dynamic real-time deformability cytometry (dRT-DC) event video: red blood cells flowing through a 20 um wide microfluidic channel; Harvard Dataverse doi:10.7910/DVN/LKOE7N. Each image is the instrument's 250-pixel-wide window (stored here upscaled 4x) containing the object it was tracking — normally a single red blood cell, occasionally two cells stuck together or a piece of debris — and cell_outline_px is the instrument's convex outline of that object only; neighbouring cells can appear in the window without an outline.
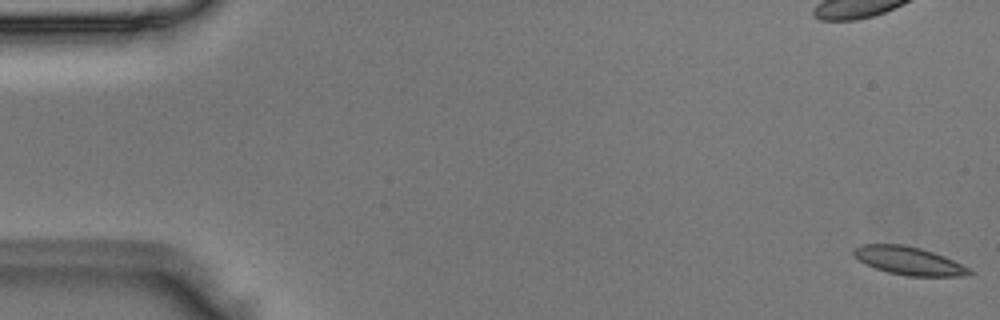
{"species": "Egyptian fruit bat (a non-hibernating species)", "species_latin": "Rousettus aegyptiacus", "temperature_condition": "room temperature", "stored_images_in_passage": 3, "camera_frame_rate_fps": 3000, "um_per_image_px": 0.085, "animal": {"sex": "male"}, "frame": {"image": 1, "passage_image": 1, "time_ms": 0.0, "image_size_px": [1000, 320], "cell_outline_px": [[976, 272], [972, 276], [908, 276], [888, 272], [864, 264], [852, 252], [852, 248], [860, 244], [904, 244], [920, 248], [944, 256]], "centroid_in_image_um": [77.25, 22.17], "position_along_channel_um": 7.7, "area_um2": 19.02}}